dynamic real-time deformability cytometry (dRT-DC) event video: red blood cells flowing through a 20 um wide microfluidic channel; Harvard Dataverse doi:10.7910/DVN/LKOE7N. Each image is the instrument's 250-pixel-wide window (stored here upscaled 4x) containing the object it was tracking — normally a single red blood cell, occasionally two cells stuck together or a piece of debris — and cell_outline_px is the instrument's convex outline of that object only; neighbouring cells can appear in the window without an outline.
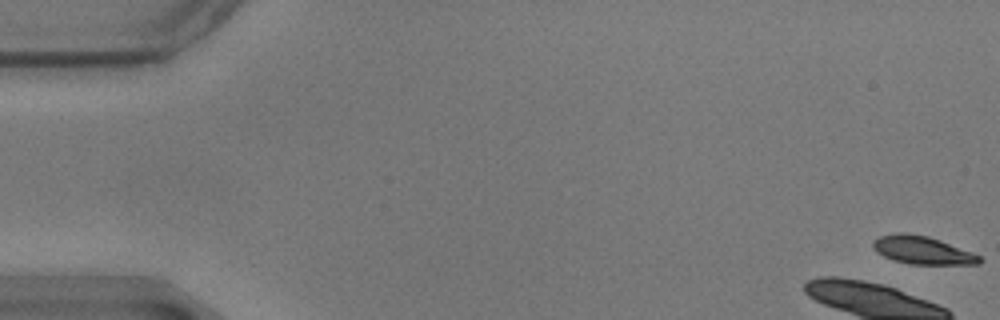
{"species": "common noctule bat (a hibernating species)", "species_latin": "Nyctalus noctula", "temperature_condition": "warm", "stored_images_in_passage": 58, "camera_frame_rate_fps": 3000, "um_per_image_px": 0.085, "animal": {"sex": "male", "body_mass_g": 17.9}, "frame": {"image": 1, "passage_image": 1, "time_ms": 0.0, "image_size_px": [1000, 320], "cell_outline_px": [[984, 260], [980, 264], [912, 264], [892, 260], [876, 252], [872, 244], [880, 236], [896, 232], [904, 232], [928, 236], [940, 240], [972, 252], [980, 256]], "centroid_in_image_um": [78.42, 21.26], "position_along_channel_um": 6.6, "area_um2": 17.34}, "authors_computed_cell_mechanics": {"area_um2": 19.9699, "velocity_mm_per_s": 3.4474, "shape_relaxation_time_tau1_ms": 2.579, "shape_relaxation_time_tau2_ms": 5.1912, "deformation_change_tau1": 0.1209, "deformation_change_tau2": 0.0638}}